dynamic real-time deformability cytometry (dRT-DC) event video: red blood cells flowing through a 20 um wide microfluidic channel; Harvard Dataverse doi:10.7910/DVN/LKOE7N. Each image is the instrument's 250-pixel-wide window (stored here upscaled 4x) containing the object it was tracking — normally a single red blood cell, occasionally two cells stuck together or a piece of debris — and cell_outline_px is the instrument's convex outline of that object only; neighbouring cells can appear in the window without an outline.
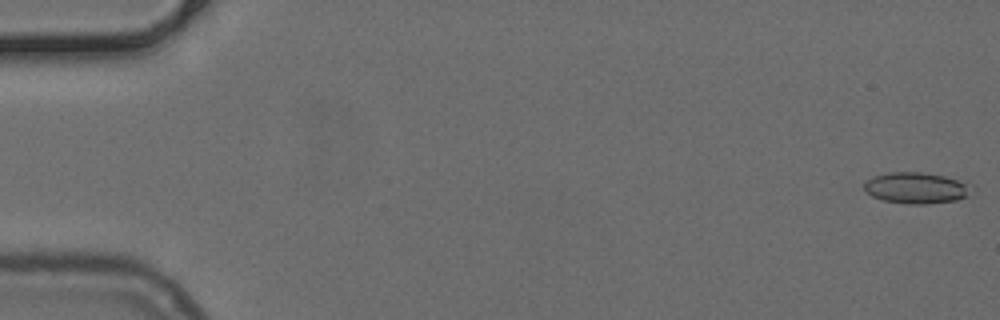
{"species": "common noctule bat (a hibernating species)", "species_latin": "Nyctalus noctula", "temperature_condition": "cold", "stored_images_in_passage": 51, "camera_frame_rate_fps": 3000, "um_per_image_px": 0.085, "animal": {"sex": "female", "body_mass_g": 24.6, "forearm_length_mm": 56.2}, "frame": {"image": 1, "passage_image": 1, "time_ms": 0.0, "image_size_px": [1000, 320], "cell_outline_px": [[976, 188], [964, 196], [956, 200], [924, 204], [908, 204], [884, 200], [872, 196], [864, 188], [864, 184], [872, 176], [888, 172], [920, 172], [944, 176], [972, 184]], "centroid_in_image_um": [77.9, 15.96], "position_along_channel_um": 7.1, "area_um2": 19.42}}
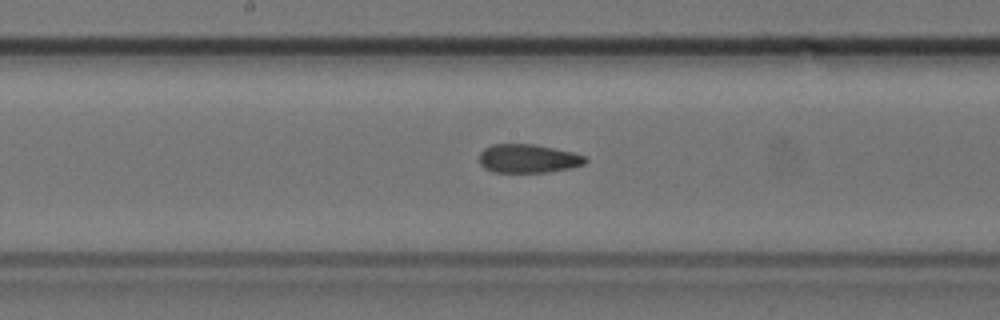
{"frame": {"image": 2, "passage_image": 27, "time_ms": 8.667, "image_size_px": [1000, 320], "cell_outline_px": [[588, 160], [584, 164], [568, 168], [548, 172], [492, 172], [484, 168], [480, 164], [480, 152], [484, 148], [492, 144], [532, 144], [572, 152], [584, 156]], "centroid_in_image_um": [44.85, 13.48], "position_along_channel_um": 203.4, "area_um2": 17.57}}
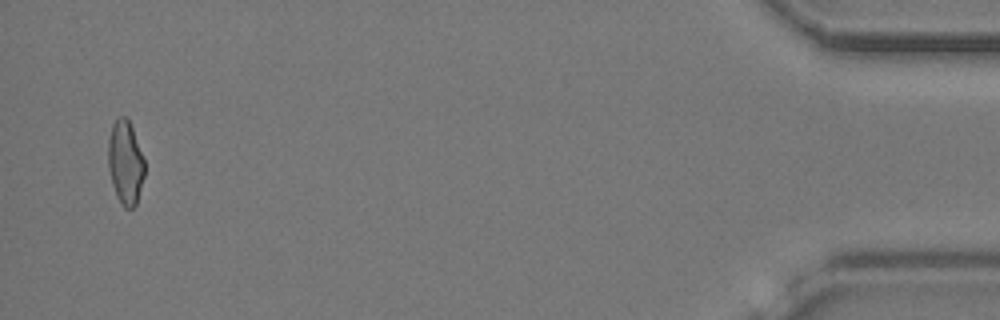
{"frame": {"image": 3, "passage_image": 50, "time_ms": 16.333, "image_size_px": [1000, 320], "cell_outline_px": [[144, 176], [136, 204], [132, 208], [124, 208], [116, 196], [112, 184], [108, 168], [108, 140], [112, 124], [120, 116], [128, 116], [144, 160]], "centroid_in_image_um": [10.64, 13.8], "position_along_channel_um": 424.6, "area_um2": 17.8}}